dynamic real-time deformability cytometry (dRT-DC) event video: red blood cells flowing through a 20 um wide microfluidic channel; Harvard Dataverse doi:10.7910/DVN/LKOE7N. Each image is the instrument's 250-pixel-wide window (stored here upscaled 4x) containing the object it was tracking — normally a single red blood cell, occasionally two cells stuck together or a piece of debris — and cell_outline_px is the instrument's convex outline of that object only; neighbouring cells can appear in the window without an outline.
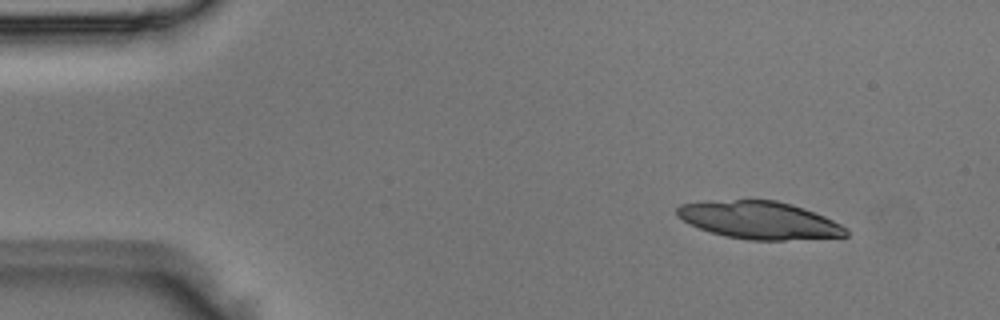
{"species": "Egyptian fruit bat (a non-hibernating species)", "species_latin": "Rousettus aegyptiacus", "temperature_condition": "room temperature", "stored_images_in_passage": 4, "camera_frame_rate_fps": 3000, "um_per_image_px": 0.085, "animal": {"sex": "male"}, "frame": {"image": 1, "passage_image": 2, "time_ms": 0.333, "image_size_px": [1000, 320], "cell_outline_px": [[848, 236], [784, 240], [748, 240], [724, 236], [688, 224], [676, 216], [676, 208], [680, 204], [736, 200], [776, 200], [792, 204], [804, 208], [824, 216], [848, 228]], "centroid_in_image_um": [64.56, 18.72], "position_along_channel_um": 20.4, "area_um2": 36.82}}